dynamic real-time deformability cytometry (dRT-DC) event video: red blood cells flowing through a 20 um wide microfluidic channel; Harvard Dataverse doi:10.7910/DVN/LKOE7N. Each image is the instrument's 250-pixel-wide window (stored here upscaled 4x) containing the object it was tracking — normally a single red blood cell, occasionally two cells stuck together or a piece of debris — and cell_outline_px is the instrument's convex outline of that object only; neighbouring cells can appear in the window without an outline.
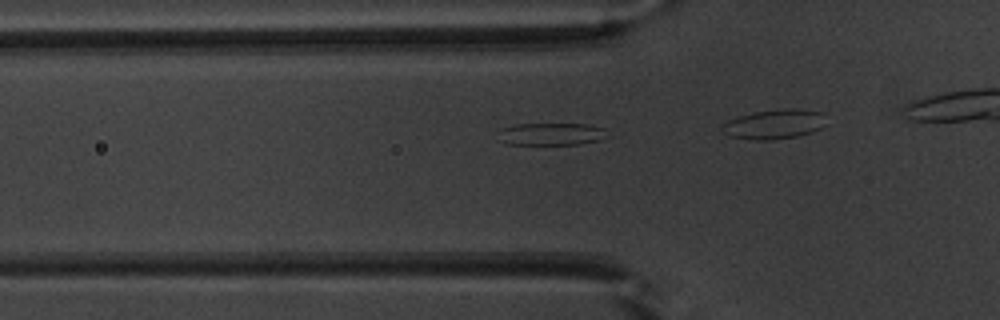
{"species": "common noctule bat (a hibernating species)", "species_latin": "Nyctalus noctula", "temperature_condition": "warm", "stored_images_in_passage": 15, "camera_frame_rate_fps": 3000, "um_per_image_px": 0.085, "animal": {"sex": "male", "body_mass_g": 20.1, "forearm_length_mm": 53.5}, "frame": {"image": 1, "passage_image": 13, "time_ms": 4.0, "image_size_px": [1000, 320], "cell_outline_px": [[612, 136], [600, 140], [580, 144], [508, 144], [500, 140], [500, 128], [516, 124], [588, 124], [608, 128]], "centroid_in_image_um": [47.0, 11.38], "position_along_channel_um": 78.8, "area_um2": 14.51}}